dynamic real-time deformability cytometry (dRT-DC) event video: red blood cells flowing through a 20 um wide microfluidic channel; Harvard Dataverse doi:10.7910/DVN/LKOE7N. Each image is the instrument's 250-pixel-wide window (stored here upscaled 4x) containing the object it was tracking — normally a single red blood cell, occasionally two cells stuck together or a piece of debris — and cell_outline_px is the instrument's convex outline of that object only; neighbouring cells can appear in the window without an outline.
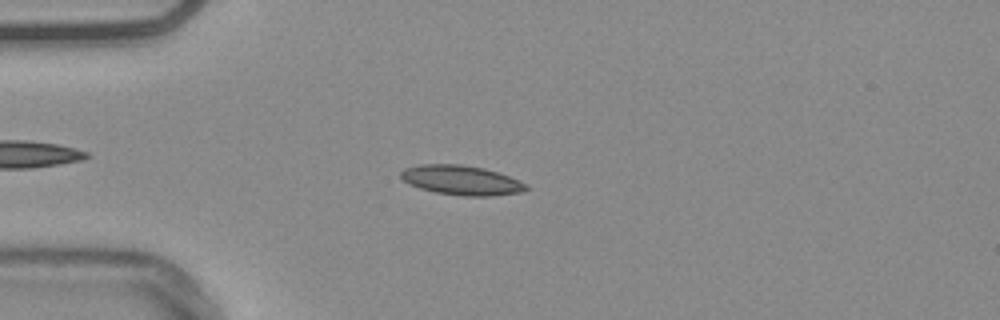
{"species": "common noctule bat (a hibernating species)", "species_latin": "Nyctalus noctula", "temperature_condition": "warm", "stored_images_in_passage": 42, "camera_frame_rate_fps": 3000, "um_per_image_px": 0.085, "animal": {"sex": "male", "body_mass_g": 20.4}, "frame": {"image": 1, "passage_image": 2, "time_ms": 0.333, "image_size_px": [1000, 320], "cell_outline_px": [[528, 188], [524, 192], [492, 196], [464, 196], [436, 192], [420, 188], [408, 184], [400, 176], [400, 172], [404, 168], [420, 164], [460, 164], [484, 168], [508, 176], [528, 184]], "centroid_in_image_um": [39.22, 15.32], "position_along_channel_um": 45.8, "area_um2": 21.62}}
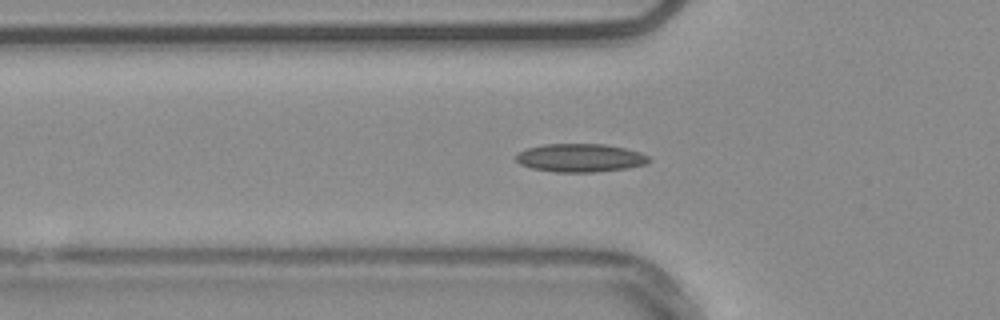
{"frame": {"image": 2, "passage_image": 6, "time_ms": 1.667, "image_size_px": [1000, 320], "cell_outline_px": [[652, 160], [644, 164], [624, 168], [596, 172], [556, 172], [532, 168], [520, 164], [516, 160], [516, 156], [520, 152], [528, 148], [544, 144], [604, 144], [624, 148], [640, 152], [648, 156]], "centroid_in_image_um": [49.32, 13.41], "position_along_channel_um": 76.5, "area_um2": 21.68}}
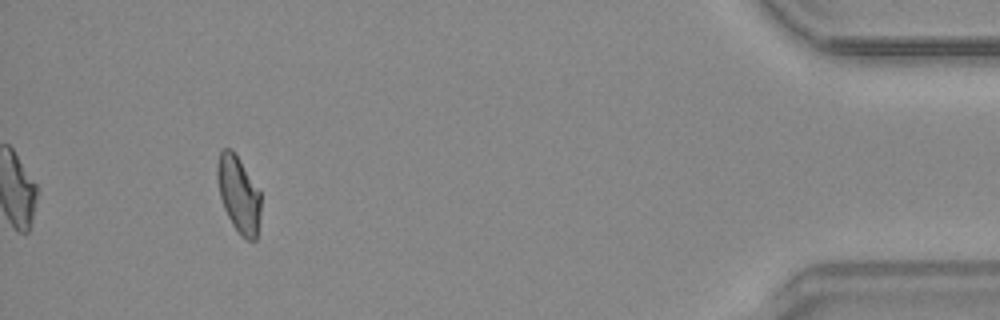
{"frame": {"image": 3, "passage_image": 38, "time_ms": 12.333, "image_size_px": [1000, 320], "cell_outline_px": [[260, 216], [256, 240], [248, 240], [240, 236], [232, 224], [224, 208], [220, 196], [216, 176], [216, 164], [220, 152], [224, 148], [232, 148], [260, 192]], "centroid_in_image_um": [20.27, 16.52], "position_along_channel_um": 414.9, "area_um2": 19.36}, "authors_computed_cell_mechanics": {"area_um2": 19.9121, "velocity_mm_per_s": 3.7618, "shape_relaxation_time_tau1_ms": null, "shape_relaxation_time_tau2_ms": 5.0178, "deformation_change_tau1": null, "deformation_change_tau2": 0.1099}}